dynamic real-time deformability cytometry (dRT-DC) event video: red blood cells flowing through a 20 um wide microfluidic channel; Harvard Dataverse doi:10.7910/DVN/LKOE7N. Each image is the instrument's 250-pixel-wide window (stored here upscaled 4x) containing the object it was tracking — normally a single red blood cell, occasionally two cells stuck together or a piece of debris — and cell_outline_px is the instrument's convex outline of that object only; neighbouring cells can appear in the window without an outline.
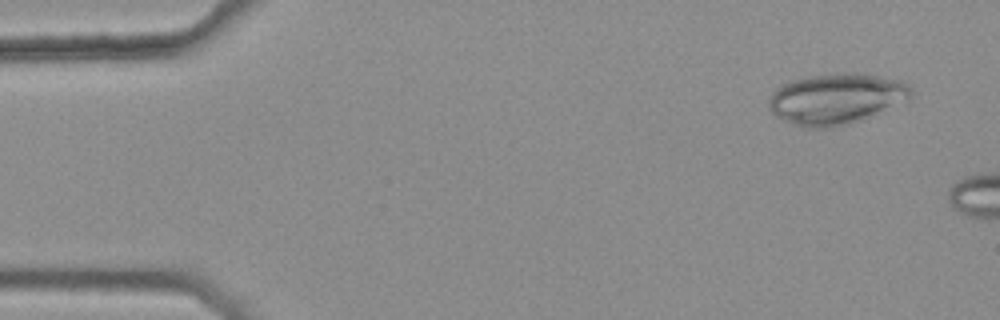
{"species": "common noctule bat (a hibernating species)", "species_latin": "Nyctalus noctula", "temperature_condition": "warm", "stored_images_in_passage": 7, "camera_frame_rate_fps": 3000, "um_per_image_px": 0.085, "animal": {"sex": "female", "body_mass_g": 25.1}, "frame": {"image": 1, "passage_image": 3, "time_ms": 0.667, "image_size_px": [1000, 320], "cell_outline_px": [[912, 92], [908, 96], [860, 120], [848, 124], [832, 128], [804, 128], [784, 120], [776, 116], [772, 112], [768, 104], [768, 100], [772, 92], [780, 84], [792, 80], [808, 76], [848, 72], [852, 72], [900, 80], [908, 84], [912, 88]], "centroid_in_image_um": [70.95, 8.39], "position_along_channel_um": 14.0, "area_um2": 41.33}}